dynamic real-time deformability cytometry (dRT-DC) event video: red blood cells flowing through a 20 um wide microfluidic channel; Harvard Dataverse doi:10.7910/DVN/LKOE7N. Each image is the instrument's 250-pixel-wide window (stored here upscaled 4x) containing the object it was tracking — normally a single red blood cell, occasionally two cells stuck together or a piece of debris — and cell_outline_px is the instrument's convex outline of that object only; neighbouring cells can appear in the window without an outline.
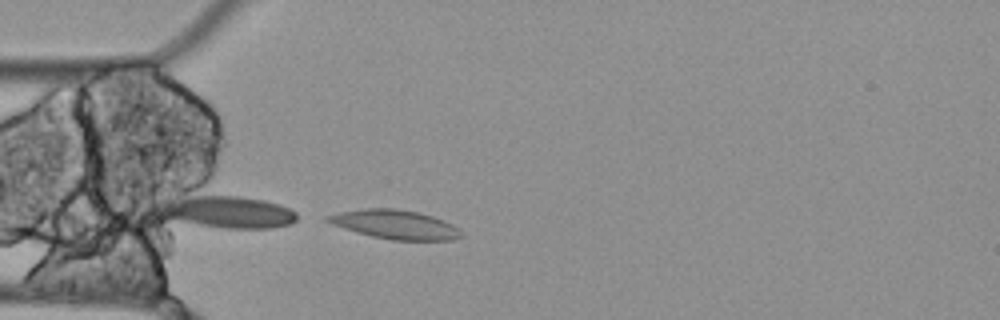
{"species": "Egyptian fruit bat (a non-hibernating species)", "species_latin": "Rousettus aegyptiacus", "temperature_condition": "cold", "stored_images_in_passage": 8, "camera_frame_rate_fps": 3000, "um_per_image_px": 0.085, "animal": {"sex": "female"}, "frame": {"image": 1, "passage_image": 8, "time_ms": 2.333, "image_size_px": [1000, 320], "cell_outline_px": [[464, 236], [452, 240], [392, 240], [372, 236], [344, 228], [332, 224], [324, 220], [324, 216], [340, 212], [364, 208], [396, 208], [420, 212], [444, 220], [452, 224]], "centroid_in_image_um": [33.58, 19.07], "position_along_channel_um": 51.4, "area_um2": 22.54}}